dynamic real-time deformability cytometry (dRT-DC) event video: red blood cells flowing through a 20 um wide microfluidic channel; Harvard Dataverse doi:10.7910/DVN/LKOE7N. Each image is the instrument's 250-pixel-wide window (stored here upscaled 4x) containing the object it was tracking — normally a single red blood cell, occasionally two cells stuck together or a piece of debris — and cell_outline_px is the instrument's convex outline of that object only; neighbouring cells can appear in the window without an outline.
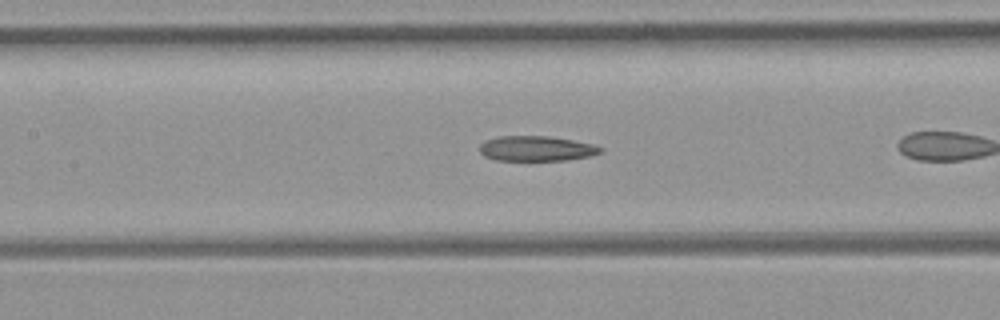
{"species": "common noctule bat (a hibernating species)", "species_latin": "Nyctalus noctula", "temperature_condition": "room temperature", "stored_images_in_passage": 25, "camera_frame_rate_fps": 3000, "um_per_image_px": 0.085, "animal": {"sex": "female", "body_mass_g": 21.9}, "frame": {"image": 1, "passage_image": 8, "time_ms": 2.333, "image_size_px": [1000, 320], "cell_outline_px": [[604, 152], [592, 156], [568, 160], [496, 160], [484, 156], [480, 152], [480, 144], [484, 140], [500, 136], [548, 136], [572, 140], [592, 144], [604, 148]], "centroid_in_image_um": [45.62, 12.63], "position_along_channel_um": 161.8, "area_um2": 17.8}, "authors_computed_cell_mechanics": {"area_um2": 18.2648, "velocity_mm_per_s": 4.2903, "shape_relaxation_time_tau1_ms": null, "shape_relaxation_time_tau2_ms": 3.0528, "deformation_change_tau1": null, "deformation_change_tau2": 0.1136}}